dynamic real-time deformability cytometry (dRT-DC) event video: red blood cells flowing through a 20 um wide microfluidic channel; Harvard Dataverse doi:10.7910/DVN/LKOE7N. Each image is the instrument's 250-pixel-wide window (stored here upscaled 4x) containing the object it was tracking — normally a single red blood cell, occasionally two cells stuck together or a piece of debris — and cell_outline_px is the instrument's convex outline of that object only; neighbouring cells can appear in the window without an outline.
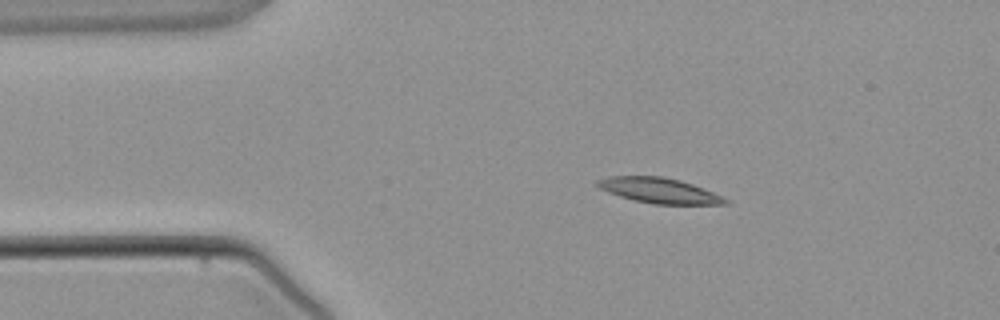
{"species": "common noctule bat (a hibernating species)", "species_latin": "Nyctalus noctula", "temperature_condition": "warm", "stored_images_in_passage": 3, "camera_frame_rate_fps": 3000, "um_per_image_px": 0.085, "animal": {"sex": "male", "body_mass_g": 21.5, "forearm_length_mm": 52.0}, "frame": {"image": 1, "passage_image": 2, "time_ms": 1.0, "image_size_px": [1000, 320], "cell_outline_px": [[728, 204], [652, 204], [632, 200], [608, 192], [600, 188], [596, 184], [596, 180], [608, 176], [664, 176], [680, 180], [692, 184], [712, 192], [728, 200]], "centroid_in_image_um": [55.98, 16.19], "position_along_channel_um": 29.0, "area_um2": 18.73}}